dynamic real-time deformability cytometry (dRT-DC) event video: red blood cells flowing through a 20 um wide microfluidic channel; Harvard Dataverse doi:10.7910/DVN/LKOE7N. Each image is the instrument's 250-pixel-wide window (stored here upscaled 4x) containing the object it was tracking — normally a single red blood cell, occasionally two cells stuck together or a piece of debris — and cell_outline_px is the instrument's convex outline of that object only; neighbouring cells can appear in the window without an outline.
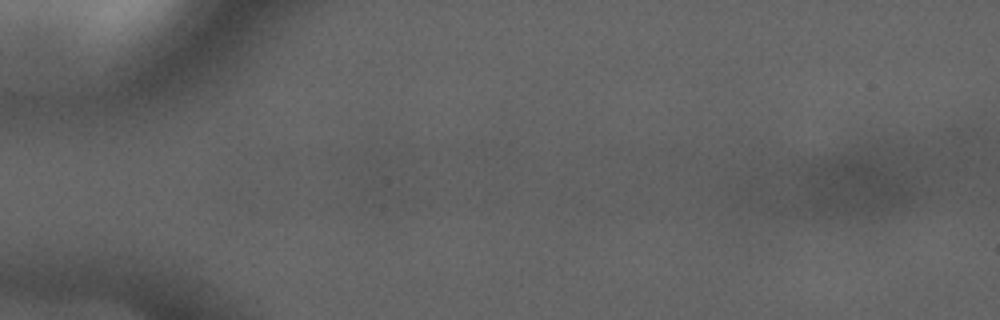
{"species": "common noctule bat (a hibernating species)", "species_latin": "Nyctalus noctula", "temperature_condition": "cold", "stored_images_in_passage": 2, "camera_frame_rate_fps": 3000, "um_per_image_px": 0.085, "animal": {"sex": "male", "forearm_length_mm": 52.5}, "frame": {"image": 1, "passage_image": 1, "time_ms": 0.0, "image_size_px": [1000, 320], "cell_outline_px": [[404, 204], [396, 208], [364, 204], [352, 184], [356, 156], [360, 152], [368, 148], [400, 152], [404, 200]], "centroid_in_image_um": [32.22, 15.13], "position_along_channel_um": 52.8, "area_um2": 18.55}}